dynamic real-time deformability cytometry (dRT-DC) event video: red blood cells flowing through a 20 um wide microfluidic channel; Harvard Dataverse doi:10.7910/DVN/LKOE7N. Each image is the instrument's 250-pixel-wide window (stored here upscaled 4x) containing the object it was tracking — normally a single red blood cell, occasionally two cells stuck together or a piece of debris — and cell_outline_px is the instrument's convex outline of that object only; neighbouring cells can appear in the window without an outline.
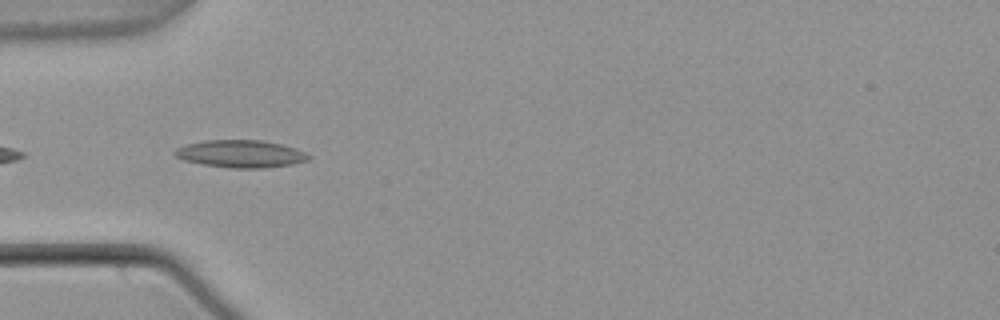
{"species": "common noctule bat (a hibernating species)", "species_latin": "Nyctalus noctula", "temperature_condition": "warm", "stored_images_in_passage": 10, "camera_frame_rate_fps": 3000, "um_per_image_px": 0.085, "animal": {"sex": "male", "body_mass_g": 21.5, "forearm_length_mm": 52.0}, "frame": {"image": 1, "passage_image": 2, "time_ms": 0.333, "image_size_px": [1000, 320], "cell_outline_px": [[312, 156], [308, 160], [292, 164], [264, 168], [232, 168], [204, 164], [184, 160], [176, 156], [172, 152], [176, 148], [188, 144], [204, 140], [260, 140], [280, 144], [304, 152]], "centroid_in_image_um": [20.44, 13.07], "position_along_channel_um": 64.6, "area_um2": 21.15}}